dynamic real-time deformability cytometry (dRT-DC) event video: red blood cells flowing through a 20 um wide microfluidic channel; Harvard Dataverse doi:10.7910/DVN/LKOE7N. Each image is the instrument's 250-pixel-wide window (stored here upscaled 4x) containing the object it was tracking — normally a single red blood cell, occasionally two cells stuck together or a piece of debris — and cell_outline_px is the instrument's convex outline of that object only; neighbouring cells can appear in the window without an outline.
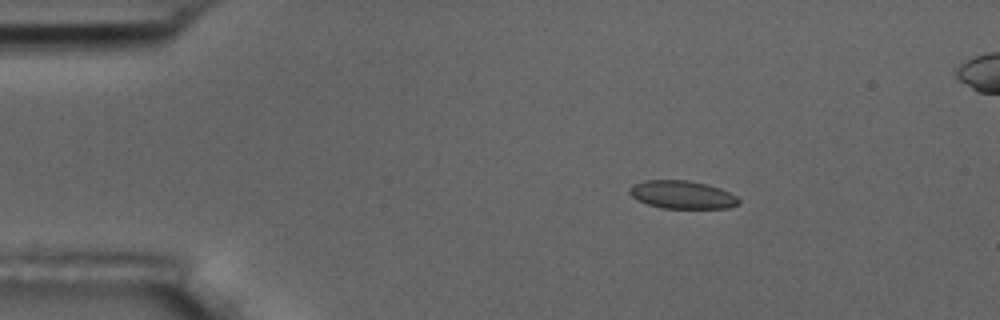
{"species": "common noctule bat (a hibernating species)", "species_latin": "Nyctalus noctula", "temperature_condition": "room temperature", "stored_images_in_passage": 5, "camera_frame_rate_fps": 3000, "um_per_image_px": 0.085, "animal": {"sex": "male", "body_mass_g": 17.5, "forearm_length_mm": 52.3}, "frame": {"image": 1, "passage_image": 2, "time_ms": 1.0, "image_size_px": [1000, 320], "cell_outline_px": [[740, 204], [728, 208], [660, 208], [648, 204], [632, 196], [628, 192], [628, 188], [632, 184], [644, 180], [688, 180], [708, 184], [720, 188], [736, 196], [740, 200]], "centroid_in_image_um": [57.98, 16.54], "position_along_channel_um": 27.0, "area_um2": 17.92}}